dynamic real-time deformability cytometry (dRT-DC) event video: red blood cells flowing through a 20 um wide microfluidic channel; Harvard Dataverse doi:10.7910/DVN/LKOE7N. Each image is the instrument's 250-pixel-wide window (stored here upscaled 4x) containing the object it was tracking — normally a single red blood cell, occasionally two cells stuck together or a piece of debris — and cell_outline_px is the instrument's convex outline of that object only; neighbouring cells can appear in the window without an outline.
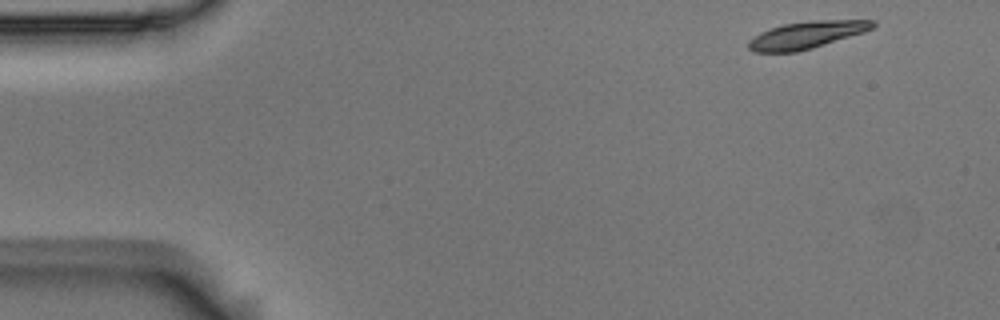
{"species": "Egyptian fruit bat (a non-hibernating species)", "species_latin": "Rousettus aegyptiacus", "temperature_condition": "room temperature", "stored_images_in_passage": 51, "camera_frame_rate_fps": 3000, "um_per_image_px": 0.085, "animal": {"sex": "male"}, "frame": {"image": 1, "passage_image": 1, "time_ms": 0.0, "image_size_px": [1000, 320], "cell_outline_px": [[876, 24], [872, 28], [864, 32], [812, 48], [796, 52], [752, 52], [748, 48], [748, 40], [760, 32], [784, 24], [812, 20], [876, 20]], "centroid_in_image_um": [68.55, 2.97], "position_along_channel_um": 16.5, "area_um2": 19.59}}
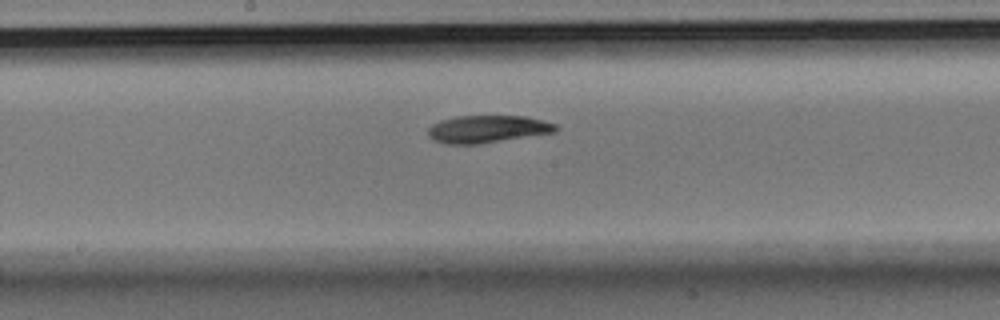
{"frame": {"image": 2, "passage_image": 25, "time_ms": 8.0, "image_size_px": [1000, 320], "cell_outline_px": [[556, 132], [480, 144], [448, 144], [432, 140], [428, 136], [428, 128], [432, 124], [440, 120], [456, 116], [528, 116], [556, 124]], "centroid_in_image_um": [41.41, 10.97], "position_along_channel_um": 206.8, "area_um2": 20.52}}
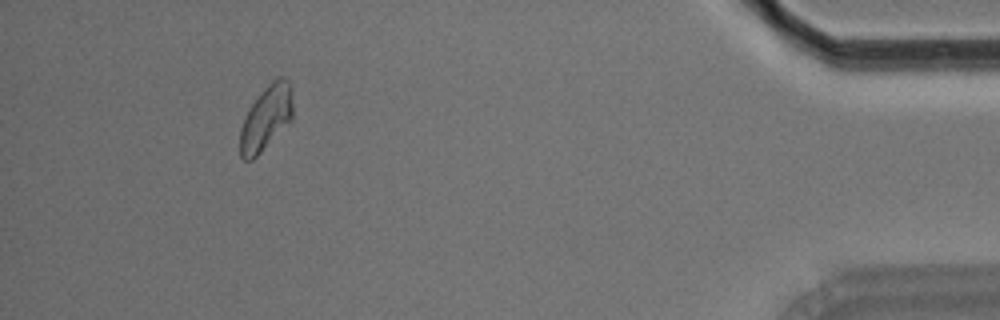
{"frame": {"image": 3, "passage_image": 47, "time_ms": 15.333, "image_size_px": [1000, 320], "cell_outline_px": [[292, 120], [252, 160], [244, 160], [240, 156], [240, 128], [252, 104], [264, 88], [276, 76], [284, 76], [288, 80], [292, 92]], "centroid_in_image_um": [22.63, 10.0], "position_along_channel_um": 412.6, "area_um2": 19.65}, "authors_computed_cell_mechanics": {"area_um2": 20.23, "velocity_mm_per_s": 3.6457, "shape_relaxation_time_tau1_ms": 3.5047, "shape_relaxation_time_tau2_ms": null, "deformation_change_tau1": 0.1253, "deformation_change_tau2": null}}